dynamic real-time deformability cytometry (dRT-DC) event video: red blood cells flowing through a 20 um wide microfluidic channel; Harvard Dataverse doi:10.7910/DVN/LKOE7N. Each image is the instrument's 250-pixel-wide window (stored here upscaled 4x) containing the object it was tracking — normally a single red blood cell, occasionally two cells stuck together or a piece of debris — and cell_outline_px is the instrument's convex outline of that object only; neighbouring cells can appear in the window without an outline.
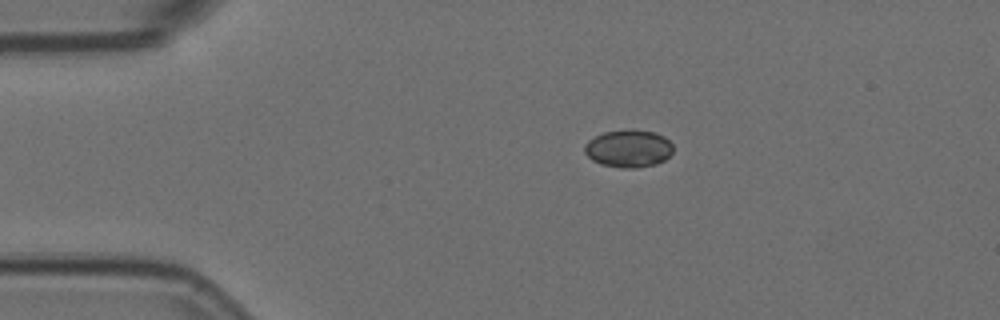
{"species": "Egyptian fruit bat (a non-hibernating species)", "species_latin": "Rousettus aegyptiacus", "temperature_condition": "room temperature", "stored_images_in_passage": 3, "camera_frame_rate_fps": 3000, "um_per_image_px": 0.085, "animal": {"sex": "female"}, "frame": {"image": 1, "passage_image": 1, "time_ms": 0.0, "image_size_px": [1000, 320], "cell_outline_px": [[672, 152], [664, 160], [656, 164], [636, 168], [624, 168], [600, 164], [592, 160], [584, 152], [584, 144], [588, 140], [604, 132], [628, 128], [656, 132], [664, 136], [672, 144]], "centroid_in_image_um": [53.41, 12.61], "position_along_channel_um": 31.6, "area_um2": 19.59}}
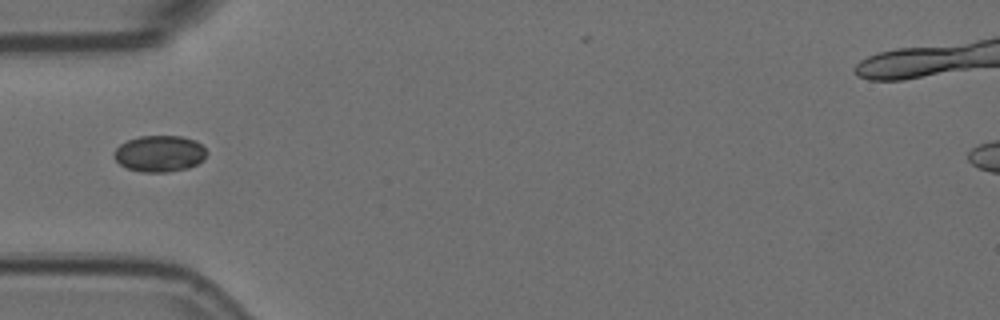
{"frame": {"image": 2, "passage_image": 3, "time_ms": 0.667, "image_size_px": [1000, 320], "cell_outline_px": [[208, 152], [204, 160], [188, 168], [168, 172], [140, 172], [128, 168], [120, 164], [116, 160], [112, 152], [120, 144], [128, 140], [140, 136], [180, 136], [196, 140]], "centroid_in_image_um": [13.57, 13.06], "position_along_channel_um": 71.4, "area_um2": 19.71}}